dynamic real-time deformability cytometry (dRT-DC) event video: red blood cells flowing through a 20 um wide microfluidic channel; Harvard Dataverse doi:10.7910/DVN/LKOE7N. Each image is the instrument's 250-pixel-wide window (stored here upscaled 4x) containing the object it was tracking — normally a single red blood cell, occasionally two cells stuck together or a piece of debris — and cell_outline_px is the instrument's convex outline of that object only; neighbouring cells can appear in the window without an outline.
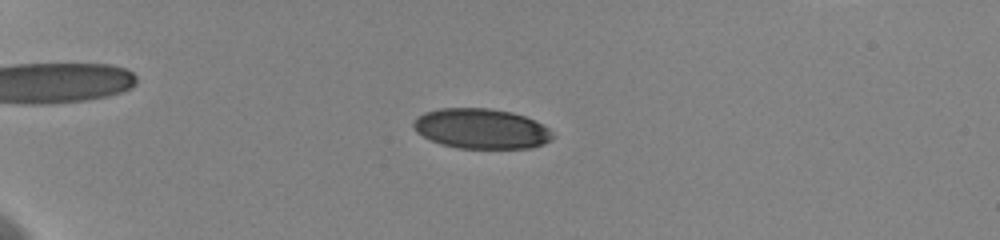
{"species": "human", "species_latin": "Homo sapiens", "temperature_condition": "cold", "stored_images_in_passage": 48, "camera_frame_rate_fps": 3000, "um_per_image_px": 0.085, "donor": {"sex": "female"}, "frame": {"image": 1, "passage_image": 11, "time_ms": 3.667, "image_size_px": [1000, 240], "cell_outline_px": [[556, 136], [552, 140], [544, 144], [532, 148], [456, 148], [440, 144], [416, 132], [412, 124], [416, 116], [424, 112], [440, 108], [488, 108], [512, 112], [524, 116], [548, 128]], "centroid_in_image_um": [40.9, 10.94], "position_along_channel_um": 44.1, "area_um2": 32.66}}
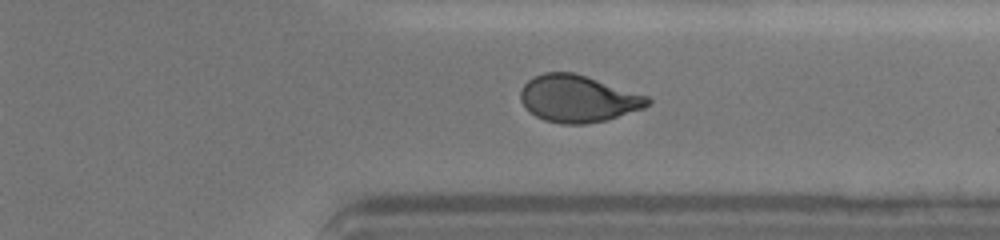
{"frame": {"image": 2, "passage_image": 41, "time_ms": 14.0, "image_size_px": [1000, 240], "cell_outline_px": [[652, 100], [644, 108], [608, 120], [584, 124], [560, 124], [544, 120], [536, 116], [524, 108], [520, 100], [520, 92], [524, 84], [528, 80], [544, 72], [572, 72], [648, 96]], "centroid_in_image_um": [49.11, 8.4], "position_along_channel_um": 362.3, "area_um2": 34.74}}
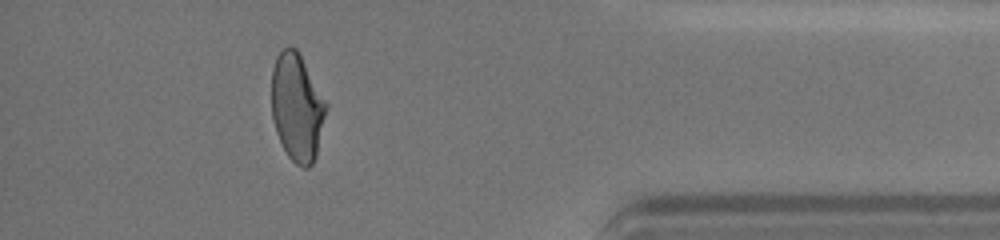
{"frame": {"image": 3, "passage_image": 45, "time_ms": 16.0, "image_size_px": [1000, 240], "cell_outline_px": [[328, 108], [316, 156], [312, 164], [308, 168], [304, 168], [296, 164], [288, 156], [276, 132], [272, 116], [272, 68], [276, 56], [288, 44], [296, 48], [328, 104]], "centroid_in_image_um": [25.26, 9.12], "position_along_channel_um": 409.9, "area_um2": 34.28}, "authors_computed_cell_mechanics": {"area_um2": 34.3332, "velocity_mm_per_s": 3.6256, "shape_relaxation_time_tau1_ms": 3.4827, "shape_relaxation_time_tau2_ms": 1.5264, "deformation_change_tau1": 0.1438, "deformation_change_tau2": 0.0587}}